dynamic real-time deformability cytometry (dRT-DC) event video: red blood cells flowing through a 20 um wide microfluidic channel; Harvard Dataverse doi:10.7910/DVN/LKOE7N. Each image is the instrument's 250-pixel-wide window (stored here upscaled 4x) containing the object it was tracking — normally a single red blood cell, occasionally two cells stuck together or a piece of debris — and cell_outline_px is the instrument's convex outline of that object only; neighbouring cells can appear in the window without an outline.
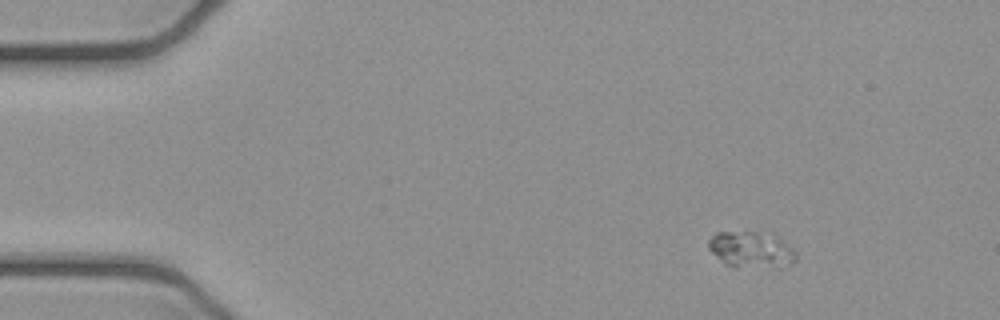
{"species": "common noctule bat (a hibernating species)", "species_latin": "Nyctalus noctula", "temperature_condition": "cold", "stored_images_in_passage": 6, "camera_frame_rate_fps": 3000, "um_per_image_px": 0.085, "animal": {"sex": "female", "body_mass_g": 21.9}, "frame": {"image": 1, "passage_image": 2, "time_ms": 0.333, "image_size_px": [1000, 320], "cell_outline_px": [[796, 260], [780, 268], [732, 268], [724, 264], [708, 248], [708, 240], [716, 232], [756, 232], [776, 236], [792, 248], [796, 252]], "centroid_in_image_um": [63.83, 21.26], "position_along_channel_um": 21.2, "area_um2": 18.73}}
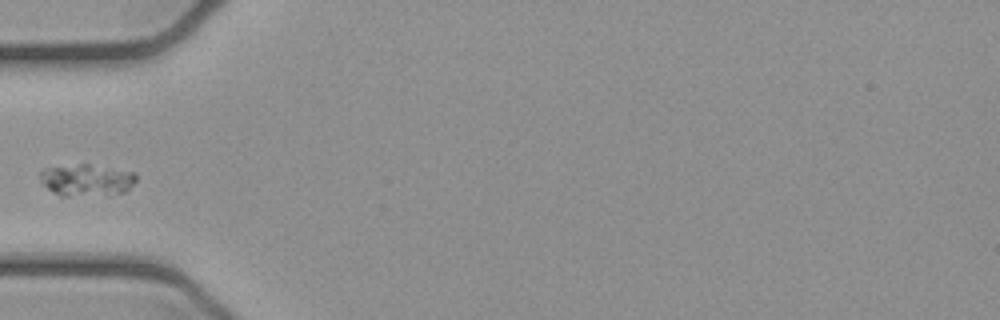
{"frame": {"image": 2, "passage_image": 5, "time_ms": 1.333, "image_size_px": [1000, 320], "cell_outline_px": [[136, 180], [124, 192], [108, 196], [60, 196], [52, 192], [40, 180], [40, 172], [44, 168], [80, 164], [88, 164], [136, 172]], "centroid_in_image_um": [7.37, 15.32], "position_along_channel_um": 77.6, "area_um2": 18.03}}
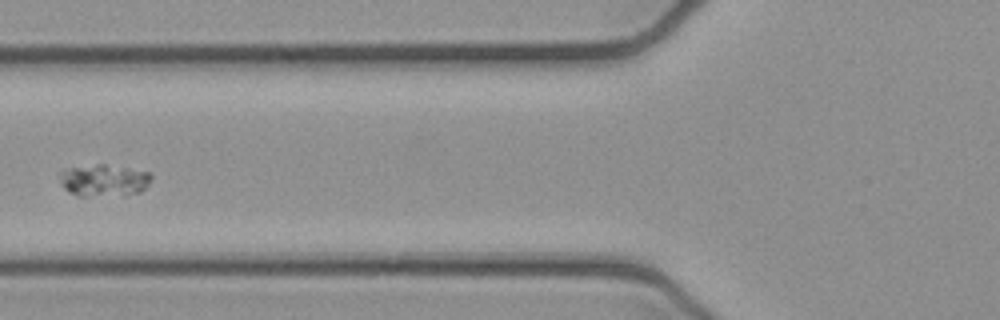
{"frame": {"image": 3, "passage_image": 6, "time_ms": 1.667, "image_size_px": [1000, 320], "cell_outline_px": [[152, 180], [140, 192], [124, 196], [80, 196], [68, 192], [64, 188], [60, 180], [60, 172], [64, 168], [96, 164], [104, 164], [128, 168], [148, 172], [152, 176]], "centroid_in_image_um": [8.82, 15.34], "position_along_channel_um": 117.0, "area_um2": 17.34}}